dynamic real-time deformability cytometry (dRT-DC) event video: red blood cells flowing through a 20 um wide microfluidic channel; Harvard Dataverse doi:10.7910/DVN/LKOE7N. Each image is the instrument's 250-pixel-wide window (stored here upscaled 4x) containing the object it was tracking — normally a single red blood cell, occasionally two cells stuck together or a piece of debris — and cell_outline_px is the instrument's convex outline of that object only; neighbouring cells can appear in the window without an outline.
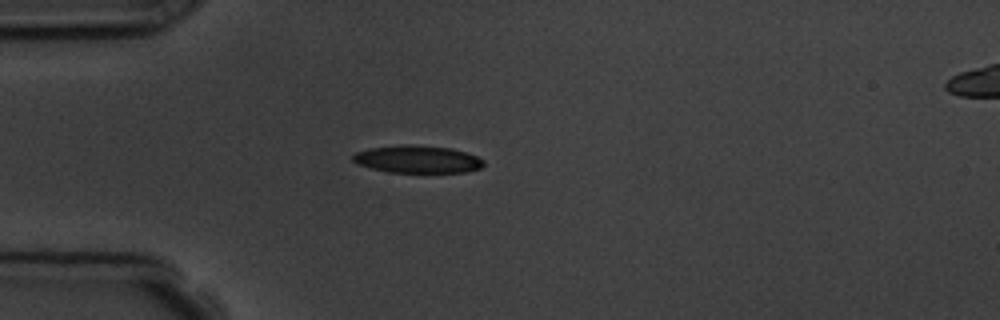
{"species": "common noctule bat (a hibernating species)", "species_latin": "Nyctalus noctula", "temperature_condition": "room temperature", "stored_images_in_passage": 2, "camera_frame_rate_fps": 3000, "um_per_image_px": 0.085, "animal": {"sex": "male", "body_mass_g": 19.5, "forearm_length_mm": 54.6}, "frame": {"image": 1, "passage_image": 1, "time_ms": 0.0, "image_size_px": [1000, 320], "cell_outline_px": [[484, 164], [480, 168], [468, 172], [388, 172], [372, 168], [360, 164], [352, 160], [352, 156], [356, 152], [368, 148], [408, 144], [452, 148], [476, 156], [484, 160]], "centroid_in_image_um": [35.5, 13.53], "position_along_channel_um": 49.5, "area_um2": 20.81}}